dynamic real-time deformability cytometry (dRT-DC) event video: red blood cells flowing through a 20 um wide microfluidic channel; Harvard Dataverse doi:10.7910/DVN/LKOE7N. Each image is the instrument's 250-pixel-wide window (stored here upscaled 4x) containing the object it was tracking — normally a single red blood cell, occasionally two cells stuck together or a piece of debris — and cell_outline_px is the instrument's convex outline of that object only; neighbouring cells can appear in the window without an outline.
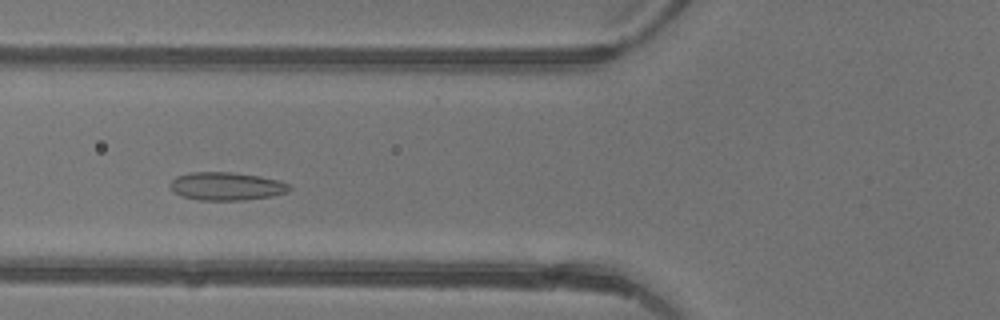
{"species": "common noctule bat (a hibernating species)", "species_latin": "Nyctalus noctula", "temperature_condition": "warm", "stored_images_in_passage": 42, "camera_frame_rate_fps": 3000, "um_per_image_px": 0.085, "animal": {"sex": "female"}, "frame": {"image": 1, "passage_image": 13, "time_ms": 4.0, "image_size_px": [1000, 320], "cell_outline_px": [[292, 188], [288, 192], [272, 196], [244, 200], [200, 200], [180, 196], [168, 188], [168, 184], [176, 176], [188, 172], [232, 172], [260, 176], [280, 180], [288, 184]], "centroid_in_image_um": [19.22, 15.83], "position_along_channel_um": 106.6, "area_um2": 19.83}}
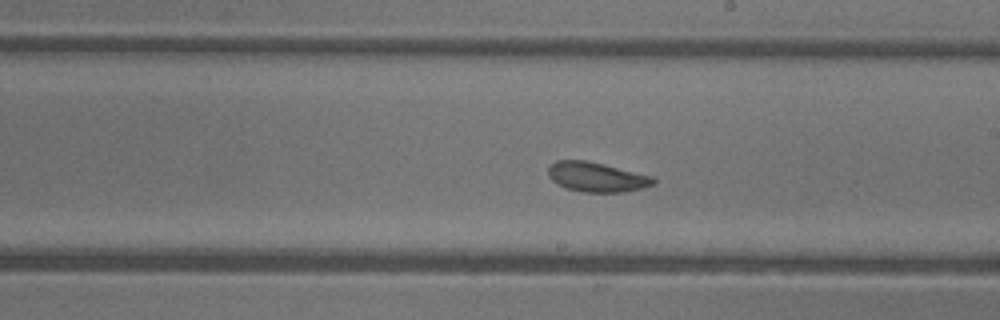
{"frame": {"image": 2, "passage_image": 22, "time_ms": 7.0, "image_size_px": [1000, 320], "cell_outline_px": [[656, 184], [644, 188], [624, 192], [584, 192], [568, 188], [552, 180], [548, 176], [548, 168], [556, 160], [588, 160], [652, 176], [656, 180]], "centroid_in_image_um": [50.75, 15.04], "position_along_channel_um": 238.2, "area_um2": 18.15}}
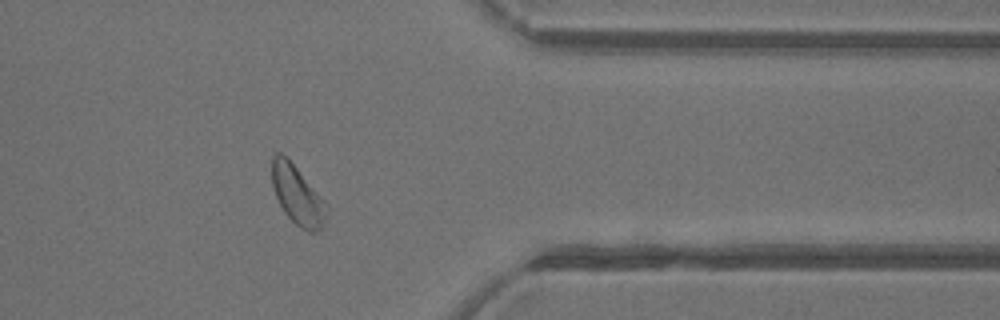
{"frame": {"image": 3, "passage_image": 33, "time_ms": 10.667, "image_size_px": [1000, 320], "cell_outline_px": [[328, 208], [324, 224], [316, 232], [308, 232], [300, 228], [284, 212], [276, 196], [272, 184], [272, 156], [276, 152], [280, 152], [288, 156], [328, 204]], "centroid_in_image_um": [25.29, 16.55], "position_along_channel_um": 386.1, "area_um2": 19.07}, "authors_computed_cell_mechanics": {"area_um2": 19.1029, "velocity_mm_per_s": 4.3932, "shape_relaxation_time_tau1_ms": 4.0715, "shape_relaxation_time_tau2_ms": 1.6891, "deformation_change_tau1": 0.0755, "deformation_change_tau2": 0.0772}}